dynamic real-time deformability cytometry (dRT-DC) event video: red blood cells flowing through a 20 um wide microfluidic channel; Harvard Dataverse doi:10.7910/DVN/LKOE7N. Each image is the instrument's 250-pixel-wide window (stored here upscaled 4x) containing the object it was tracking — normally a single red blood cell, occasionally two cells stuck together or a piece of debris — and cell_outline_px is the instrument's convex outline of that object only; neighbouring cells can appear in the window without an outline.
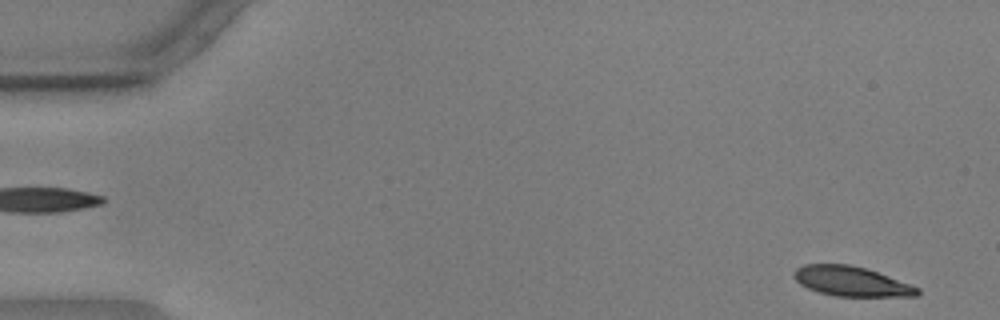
{"species": "common noctule bat (a hibernating species)", "species_latin": "Nyctalus noctula", "temperature_condition": "warm", "stored_images_in_passage": 54, "camera_frame_rate_fps": 3000, "um_per_image_px": 0.085, "animal": {"sex": "male", "body_mass_g": 17.9, "forearm_length_mm": 54.2}, "frame": {"image": 1, "passage_image": 1, "time_ms": 0.0, "image_size_px": [1000, 320], "cell_outline_px": [[920, 292], [916, 296], [836, 296], [820, 292], [808, 288], [800, 284], [792, 276], [792, 272], [796, 268], [804, 264], [848, 264], [864, 268], [888, 276], [920, 288]], "centroid_in_image_um": [72.32, 23.91], "position_along_channel_um": 12.7, "area_um2": 21.21}}
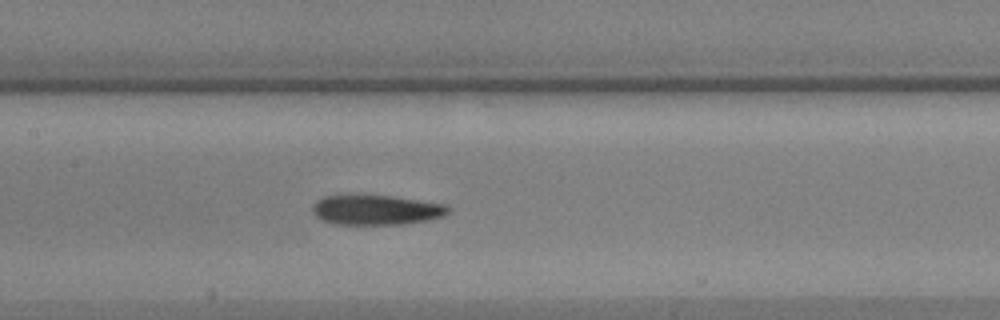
{"frame": {"image": 2, "passage_image": 25, "time_ms": 8.0, "image_size_px": [1000, 320], "cell_outline_px": [[448, 212], [444, 216], [428, 220], [400, 224], [336, 224], [320, 220], [312, 212], [312, 208], [316, 200], [324, 196], [352, 192], [364, 192], [420, 200], [444, 204], [448, 208]], "centroid_in_image_um": [31.88, 17.79], "position_along_channel_um": 175.5, "area_um2": 24.51}}
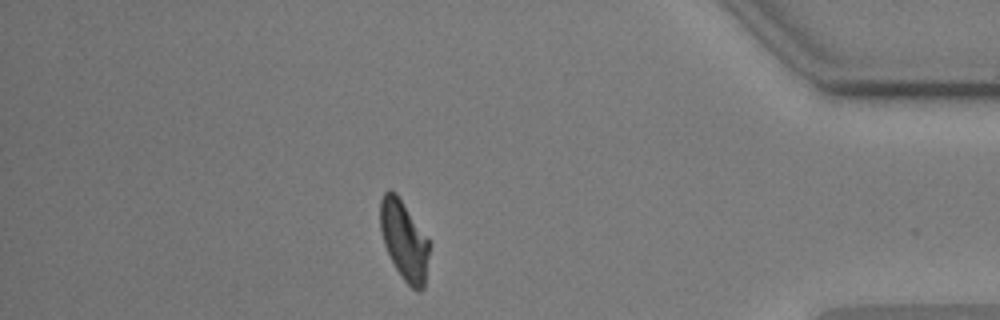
{"frame": {"image": 3, "passage_image": 47, "time_ms": 15.333, "image_size_px": [1000, 320], "cell_outline_px": [[432, 244], [424, 288], [420, 292], [416, 292], [400, 276], [384, 244], [380, 228], [380, 200], [384, 192], [388, 188], [396, 192]], "centroid_in_image_um": [34.38, 20.45], "position_along_channel_um": 400.8, "area_um2": 23.06}, "authors_computed_cell_mechanics": {"area_um2": 23.6113, "velocity_mm_per_s": 3.5829, "shape_relaxation_time_tau1_ms": 3.0675, "shape_relaxation_time_tau2_ms": 2.6032, "deformation_change_tau1": 0.1695, "deformation_change_tau2": 0.1072}}